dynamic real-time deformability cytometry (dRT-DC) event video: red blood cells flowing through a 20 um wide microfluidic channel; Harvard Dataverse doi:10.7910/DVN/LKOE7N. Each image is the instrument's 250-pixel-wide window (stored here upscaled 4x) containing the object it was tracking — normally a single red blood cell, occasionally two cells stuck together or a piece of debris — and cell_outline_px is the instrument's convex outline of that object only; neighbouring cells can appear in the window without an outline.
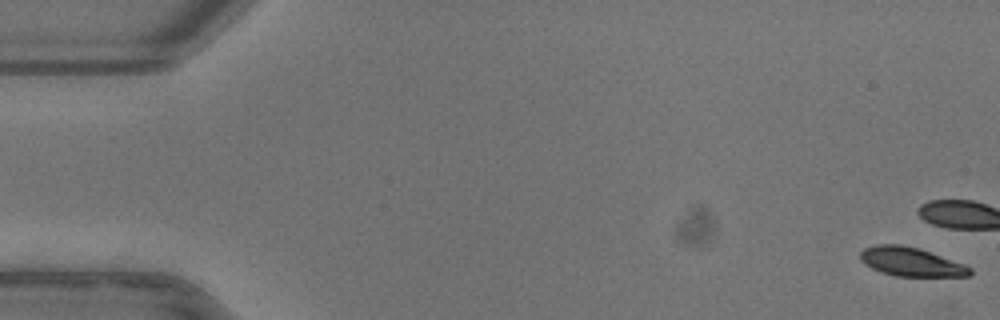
{"species": "common noctule bat (a hibernating species)", "species_latin": "Nyctalus noctula", "temperature_condition": "warm", "stored_images_in_passage": 12, "camera_frame_rate_fps": 3000, "um_per_image_px": 0.085, "animal": {"sex": "female"}, "frame": {"image": 1, "passage_image": 1, "time_ms": 0.0, "image_size_px": [1000, 320], "cell_outline_px": [[972, 272], [968, 276], [896, 276], [880, 272], [864, 264], [860, 260], [860, 252], [864, 248], [876, 244], [900, 244], [920, 248], [964, 264], [972, 268]], "centroid_in_image_um": [77.41, 22.24], "position_along_channel_um": 7.6, "area_um2": 18.55}}